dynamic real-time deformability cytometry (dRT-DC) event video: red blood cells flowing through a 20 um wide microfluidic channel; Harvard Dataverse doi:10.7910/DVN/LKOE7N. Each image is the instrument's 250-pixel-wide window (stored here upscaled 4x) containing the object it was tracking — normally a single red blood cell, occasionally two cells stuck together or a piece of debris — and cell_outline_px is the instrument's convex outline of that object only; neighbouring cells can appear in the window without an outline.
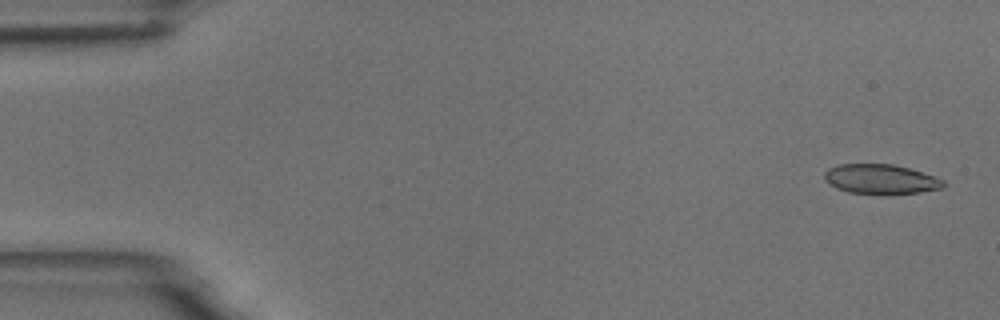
{"species": "common noctule bat (a hibernating species)", "species_latin": "Nyctalus noctula", "temperature_condition": "room temperature", "stored_images_in_passage": 5, "camera_frame_rate_fps": 3000, "um_per_image_px": 0.085, "animal": {"sex": "male", "body_mass_g": 18.8}, "frame": {"image": 1, "passage_image": 1, "time_ms": 0.0, "image_size_px": [1000, 320], "cell_outline_px": [[944, 184], [940, 188], [920, 192], [880, 196], [848, 192], [836, 188], [824, 180], [824, 172], [828, 168], [840, 164], [892, 164], [908, 168], [936, 176], [944, 180]], "centroid_in_image_um": [74.83, 15.25], "position_along_channel_um": 10.2, "area_um2": 20.98}}
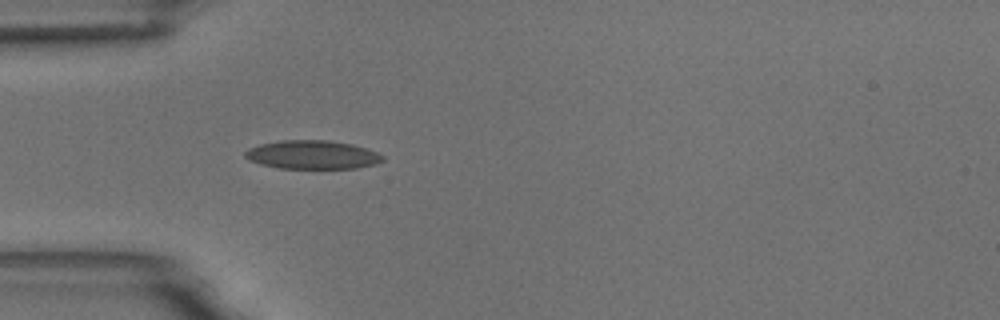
{"frame": {"image": 2, "passage_image": 5, "time_ms": 4.667, "image_size_px": [1000, 320], "cell_outline_px": [[384, 160], [376, 164], [356, 168], [280, 168], [260, 164], [248, 160], [244, 156], [244, 152], [248, 148], [260, 144], [280, 140], [328, 140], [352, 144], [376, 152], [384, 156]], "centroid_in_image_um": [26.52, 13.15], "position_along_channel_um": 58.5, "area_um2": 22.95}}